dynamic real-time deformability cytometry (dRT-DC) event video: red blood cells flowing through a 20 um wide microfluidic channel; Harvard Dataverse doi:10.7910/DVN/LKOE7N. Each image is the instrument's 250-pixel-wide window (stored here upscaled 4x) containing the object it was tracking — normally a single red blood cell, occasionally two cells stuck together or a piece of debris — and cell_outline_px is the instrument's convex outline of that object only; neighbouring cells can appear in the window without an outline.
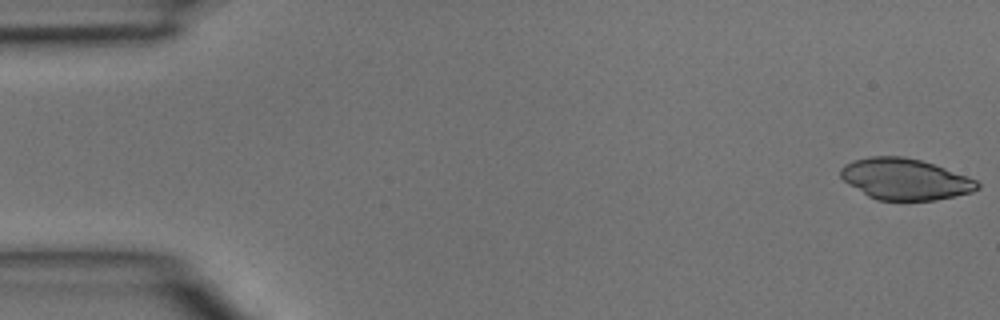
{"species": "common noctule bat (a hibernating species)", "species_latin": "Nyctalus noctula", "temperature_condition": "room temperature", "stored_images_in_passage": 4, "camera_frame_rate_fps": 3000, "um_per_image_px": 0.085, "animal": {"sex": "male", "body_mass_g": 15.6}, "frame": {"image": 1, "passage_image": 1, "time_ms": 0.0, "image_size_px": [1000, 320], "cell_outline_px": [[980, 188], [972, 192], [956, 196], [936, 200], [876, 200], [868, 196], [848, 184], [840, 176], [840, 168], [844, 164], [852, 160], [872, 156], [904, 156], [920, 160], [944, 168], [976, 180], [980, 184]], "centroid_in_image_um": [76.9, 15.23], "position_along_channel_um": 8.1, "area_um2": 32.77}}